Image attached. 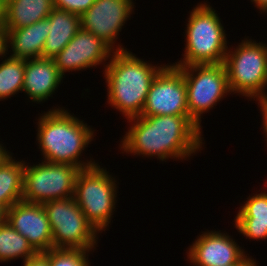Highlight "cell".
<instances>
[{
  "mask_svg": "<svg viewBox=\"0 0 267 266\" xmlns=\"http://www.w3.org/2000/svg\"><path fill=\"white\" fill-rule=\"evenodd\" d=\"M128 131L120 141L121 153L157 160H187L203 149L202 129L189 116H138L127 119ZM166 160V161H165Z\"/></svg>",
  "mask_w": 267,
  "mask_h": 266,
  "instance_id": "obj_1",
  "label": "cell"
},
{
  "mask_svg": "<svg viewBox=\"0 0 267 266\" xmlns=\"http://www.w3.org/2000/svg\"><path fill=\"white\" fill-rule=\"evenodd\" d=\"M36 141L42 161L69 164L80 169L96 165L82 160L83 151L94 140L95 130L64 107L48 109L38 117ZM81 159V160H80Z\"/></svg>",
  "mask_w": 267,
  "mask_h": 266,
  "instance_id": "obj_2",
  "label": "cell"
},
{
  "mask_svg": "<svg viewBox=\"0 0 267 266\" xmlns=\"http://www.w3.org/2000/svg\"><path fill=\"white\" fill-rule=\"evenodd\" d=\"M165 64L155 66L130 50L113 51L103 69L107 104L127 119L141 115L150 85Z\"/></svg>",
  "mask_w": 267,
  "mask_h": 266,
  "instance_id": "obj_3",
  "label": "cell"
},
{
  "mask_svg": "<svg viewBox=\"0 0 267 266\" xmlns=\"http://www.w3.org/2000/svg\"><path fill=\"white\" fill-rule=\"evenodd\" d=\"M185 48L175 66L194 64H222L228 50L227 34L221 18L210 4L204 2L193 7L187 18ZM222 23V24H221Z\"/></svg>",
  "mask_w": 267,
  "mask_h": 266,
  "instance_id": "obj_4",
  "label": "cell"
},
{
  "mask_svg": "<svg viewBox=\"0 0 267 266\" xmlns=\"http://www.w3.org/2000/svg\"><path fill=\"white\" fill-rule=\"evenodd\" d=\"M245 38L226 53L229 88L232 94L262 104L267 99V47L264 42Z\"/></svg>",
  "mask_w": 267,
  "mask_h": 266,
  "instance_id": "obj_5",
  "label": "cell"
},
{
  "mask_svg": "<svg viewBox=\"0 0 267 266\" xmlns=\"http://www.w3.org/2000/svg\"><path fill=\"white\" fill-rule=\"evenodd\" d=\"M112 176L97 163L81 169L75 181L74 199L100 234L108 229L118 200L117 180Z\"/></svg>",
  "mask_w": 267,
  "mask_h": 266,
  "instance_id": "obj_6",
  "label": "cell"
},
{
  "mask_svg": "<svg viewBox=\"0 0 267 266\" xmlns=\"http://www.w3.org/2000/svg\"><path fill=\"white\" fill-rule=\"evenodd\" d=\"M42 206L51 227L53 248L96 250L100 233L87 220L74 197L48 201Z\"/></svg>",
  "mask_w": 267,
  "mask_h": 266,
  "instance_id": "obj_7",
  "label": "cell"
},
{
  "mask_svg": "<svg viewBox=\"0 0 267 266\" xmlns=\"http://www.w3.org/2000/svg\"><path fill=\"white\" fill-rule=\"evenodd\" d=\"M176 67L182 70L186 83L189 117L202 129L203 113H208L221 99L232 94L226 67L224 63Z\"/></svg>",
  "mask_w": 267,
  "mask_h": 266,
  "instance_id": "obj_8",
  "label": "cell"
},
{
  "mask_svg": "<svg viewBox=\"0 0 267 266\" xmlns=\"http://www.w3.org/2000/svg\"><path fill=\"white\" fill-rule=\"evenodd\" d=\"M80 170L69 164L41 161L29 165L24 161L22 200L43 204L74 197L75 181Z\"/></svg>",
  "mask_w": 267,
  "mask_h": 266,
  "instance_id": "obj_9",
  "label": "cell"
},
{
  "mask_svg": "<svg viewBox=\"0 0 267 266\" xmlns=\"http://www.w3.org/2000/svg\"><path fill=\"white\" fill-rule=\"evenodd\" d=\"M189 116L183 72L166 64L153 79L140 116Z\"/></svg>",
  "mask_w": 267,
  "mask_h": 266,
  "instance_id": "obj_10",
  "label": "cell"
},
{
  "mask_svg": "<svg viewBox=\"0 0 267 266\" xmlns=\"http://www.w3.org/2000/svg\"><path fill=\"white\" fill-rule=\"evenodd\" d=\"M134 2L133 0H95L80 16L81 29L96 35L113 51L128 50L116 41L119 38V32L134 13Z\"/></svg>",
  "mask_w": 267,
  "mask_h": 266,
  "instance_id": "obj_11",
  "label": "cell"
},
{
  "mask_svg": "<svg viewBox=\"0 0 267 266\" xmlns=\"http://www.w3.org/2000/svg\"><path fill=\"white\" fill-rule=\"evenodd\" d=\"M187 250V259L194 266H224L235 263H256L226 232L205 231ZM248 255V256H247Z\"/></svg>",
  "mask_w": 267,
  "mask_h": 266,
  "instance_id": "obj_12",
  "label": "cell"
},
{
  "mask_svg": "<svg viewBox=\"0 0 267 266\" xmlns=\"http://www.w3.org/2000/svg\"><path fill=\"white\" fill-rule=\"evenodd\" d=\"M112 52L113 50L100 38L80 28L53 60L61 75L65 77L66 72L86 71L87 68H96L102 63L105 69V64H108L106 61H109Z\"/></svg>",
  "mask_w": 267,
  "mask_h": 266,
  "instance_id": "obj_13",
  "label": "cell"
},
{
  "mask_svg": "<svg viewBox=\"0 0 267 266\" xmlns=\"http://www.w3.org/2000/svg\"><path fill=\"white\" fill-rule=\"evenodd\" d=\"M7 223L25 237L37 253L53 248L52 231L42 204L19 201L7 212Z\"/></svg>",
  "mask_w": 267,
  "mask_h": 266,
  "instance_id": "obj_14",
  "label": "cell"
},
{
  "mask_svg": "<svg viewBox=\"0 0 267 266\" xmlns=\"http://www.w3.org/2000/svg\"><path fill=\"white\" fill-rule=\"evenodd\" d=\"M63 76L56 67L55 61L48 58L25 60L23 90L27 97L36 104L52 98V95L63 82Z\"/></svg>",
  "mask_w": 267,
  "mask_h": 266,
  "instance_id": "obj_15",
  "label": "cell"
},
{
  "mask_svg": "<svg viewBox=\"0 0 267 266\" xmlns=\"http://www.w3.org/2000/svg\"><path fill=\"white\" fill-rule=\"evenodd\" d=\"M50 28L46 18L23 28L6 29V55L11 52L9 56L22 60L42 57Z\"/></svg>",
  "mask_w": 267,
  "mask_h": 266,
  "instance_id": "obj_16",
  "label": "cell"
},
{
  "mask_svg": "<svg viewBox=\"0 0 267 266\" xmlns=\"http://www.w3.org/2000/svg\"><path fill=\"white\" fill-rule=\"evenodd\" d=\"M267 189L247 197L235 216L234 226L244 237L252 240L267 239Z\"/></svg>",
  "mask_w": 267,
  "mask_h": 266,
  "instance_id": "obj_17",
  "label": "cell"
},
{
  "mask_svg": "<svg viewBox=\"0 0 267 266\" xmlns=\"http://www.w3.org/2000/svg\"><path fill=\"white\" fill-rule=\"evenodd\" d=\"M47 18L50 20L51 28L42 58L53 59L80 30V16L54 7Z\"/></svg>",
  "mask_w": 267,
  "mask_h": 266,
  "instance_id": "obj_18",
  "label": "cell"
},
{
  "mask_svg": "<svg viewBox=\"0 0 267 266\" xmlns=\"http://www.w3.org/2000/svg\"><path fill=\"white\" fill-rule=\"evenodd\" d=\"M54 8L53 0H8L5 28H23L46 19Z\"/></svg>",
  "mask_w": 267,
  "mask_h": 266,
  "instance_id": "obj_19",
  "label": "cell"
},
{
  "mask_svg": "<svg viewBox=\"0 0 267 266\" xmlns=\"http://www.w3.org/2000/svg\"><path fill=\"white\" fill-rule=\"evenodd\" d=\"M24 161L16 160L10 153L0 163V204L8 209L22 200Z\"/></svg>",
  "mask_w": 267,
  "mask_h": 266,
  "instance_id": "obj_20",
  "label": "cell"
},
{
  "mask_svg": "<svg viewBox=\"0 0 267 266\" xmlns=\"http://www.w3.org/2000/svg\"><path fill=\"white\" fill-rule=\"evenodd\" d=\"M37 252L29 244L28 240L12 228L7 222L0 225V263L11 260L34 257Z\"/></svg>",
  "mask_w": 267,
  "mask_h": 266,
  "instance_id": "obj_21",
  "label": "cell"
},
{
  "mask_svg": "<svg viewBox=\"0 0 267 266\" xmlns=\"http://www.w3.org/2000/svg\"><path fill=\"white\" fill-rule=\"evenodd\" d=\"M3 58L0 63V101L22 93L25 74V60L6 55Z\"/></svg>",
  "mask_w": 267,
  "mask_h": 266,
  "instance_id": "obj_22",
  "label": "cell"
},
{
  "mask_svg": "<svg viewBox=\"0 0 267 266\" xmlns=\"http://www.w3.org/2000/svg\"><path fill=\"white\" fill-rule=\"evenodd\" d=\"M89 253L84 249L52 248L42 254L50 266H90Z\"/></svg>",
  "mask_w": 267,
  "mask_h": 266,
  "instance_id": "obj_23",
  "label": "cell"
},
{
  "mask_svg": "<svg viewBox=\"0 0 267 266\" xmlns=\"http://www.w3.org/2000/svg\"><path fill=\"white\" fill-rule=\"evenodd\" d=\"M54 7L81 16L95 0H53Z\"/></svg>",
  "mask_w": 267,
  "mask_h": 266,
  "instance_id": "obj_24",
  "label": "cell"
},
{
  "mask_svg": "<svg viewBox=\"0 0 267 266\" xmlns=\"http://www.w3.org/2000/svg\"><path fill=\"white\" fill-rule=\"evenodd\" d=\"M23 263V266H50L48 259L42 253H37Z\"/></svg>",
  "mask_w": 267,
  "mask_h": 266,
  "instance_id": "obj_25",
  "label": "cell"
},
{
  "mask_svg": "<svg viewBox=\"0 0 267 266\" xmlns=\"http://www.w3.org/2000/svg\"><path fill=\"white\" fill-rule=\"evenodd\" d=\"M259 110L261 111L262 114V125H263V134L265 135L264 137L266 138L265 141L267 143V108L263 104H258ZM267 145V144H266Z\"/></svg>",
  "mask_w": 267,
  "mask_h": 266,
  "instance_id": "obj_26",
  "label": "cell"
},
{
  "mask_svg": "<svg viewBox=\"0 0 267 266\" xmlns=\"http://www.w3.org/2000/svg\"><path fill=\"white\" fill-rule=\"evenodd\" d=\"M252 4H254L257 9L261 12V14L267 11V0H250Z\"/></svg>",
  "mask_w": 267,
  "mask_h": 266,
  "instance_id": "obj_27",
  "label": "cell"
},
{
  "mask_svg": "<svg viewBox=\"0 0 267 266\" xmlns=\"http://www.w3.org/2000/svg\"><path fill=\"white\" fill-rule=\"evenodd\" d=\"M7 212H8V208L4 206L3 204H0V225L7 222Z\"/></svg>",
  "mask_w": 267,
  "mask_h": 266,
  "instance_id": "obj_28",
  "label": "cell"
},
{
  "mask_svg": "<svg viewBox=\"0 0 267 266\" xmlns=\"http://www.w3.org/2000/svg\"><path fill=\"white\" fill-rule=\"evenodd\" d=\"M6 35H0V59L6 55Z\"/></svg>",
  "mask_w": 267,
  "mask_h": 266,
  "instance_id": "obj_29",
  "label": "cell"
},
{
  "mask_svg": "<svg viewBox=\"0 0 267 266\" xmlns=\"http://www.w3.org/2000/svg\"><path fill=\"white\" fill-rule=\"evenodd\" d=\"M4 14L5 12H0V35H6Z\"/></svg>",
  "mask_w": 267,
  "mask_h": 266,
  "instance_id": "obj_30",
  "label": "cell"
},
{
  "mask_svg": "<svg viewBox=\"0 0 267 266\" xmlns=\"http://www.w3.org/2000/svg\"><path fill=\"white\" fill-rule=\"evenodd\" d=\"M2 142V141H0ZM11 152L6 149V147L0 143V163L5 159Z\"/></svg>",
  "mask_w": 267,
  "mask_h": 266,
  "instance_id": "obj_31",
  "label": "cell"
},
{
  "mask_svg": "<svg viewBox=\"0 0 267 266\" xmlns=\"http://www.w3.org/2000/svg\"><path fill=\"white\" fill-rule=\"evenodd\" d=\"M8 0H0V12H5Z\"/></svg>",
  "mask_w": 267,
  "mask_h": 266,
  "instance_id": "obj_32",
  "label": "cell"
},
{
  "mask_svg": "<svg viewBox=\"0 0 267 266\" xmlns=\"http://www.w3.org/2000/svg\"><path fill=\"white\" fill-rule=\"evenodd\" d=\"M256 263H235L230 265H224V266H254Z\"/></svg>",
  "mask_w": 267,
  "mask_h": 266,
  "instance_id": "obj_33",
  "label": "cell"
},
{
  "mask_svg": "<svg viewBox=\"0 0 267 266\" xmlns=\"http://www.w3.org/2000/svg\"><path fill=\"white\" fill-rule=\"evenodd\" d=\"M262 104L267 108V99Z\"/></svg>",
  "mask_w": 267,
  "mask_h": 266,
  "instance_id": "obj_34",
  "label": "cell"
}]
</instances>
